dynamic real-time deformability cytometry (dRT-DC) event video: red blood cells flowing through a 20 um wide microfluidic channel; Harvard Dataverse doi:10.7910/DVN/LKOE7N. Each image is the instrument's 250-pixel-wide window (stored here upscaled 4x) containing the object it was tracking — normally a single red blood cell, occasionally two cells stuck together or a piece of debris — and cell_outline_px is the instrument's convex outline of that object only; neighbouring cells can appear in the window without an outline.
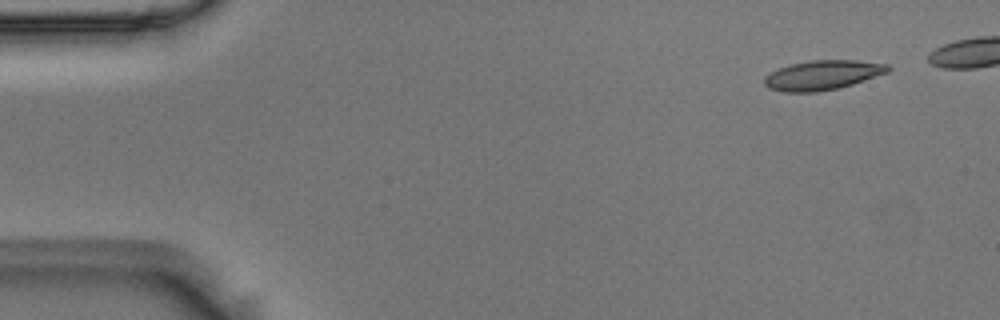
{"species": "Egyptian fruit bat (a non-hibernating species)", "species_latin": "Rousettus aegyptiacus", "temperature_condition": "room temperature", "stored_images_in_passage": 6, "segment_of_instrument_passage": [2, 2], "camera_frame_rate_fps": 3000, "um_per_image_px": 0.085, "animal": {"sex": "male"}, "frame": {"image": 1, "passage_image": 6, "time_ms": 1.667, "image_size_px": [1000, 320], "cell_outline_px": [[892, 68], [888, 72], [840, 88], [816, 92], [784, 92], [768, 88], [764, 84], [764, 76], [788, 64], [812, 60], [856, 60], [888, 64]], "centroid_in_image_um": [69.91, 6.38], "position_along_channel_um": 15.1, "area_um2": 21.33}}